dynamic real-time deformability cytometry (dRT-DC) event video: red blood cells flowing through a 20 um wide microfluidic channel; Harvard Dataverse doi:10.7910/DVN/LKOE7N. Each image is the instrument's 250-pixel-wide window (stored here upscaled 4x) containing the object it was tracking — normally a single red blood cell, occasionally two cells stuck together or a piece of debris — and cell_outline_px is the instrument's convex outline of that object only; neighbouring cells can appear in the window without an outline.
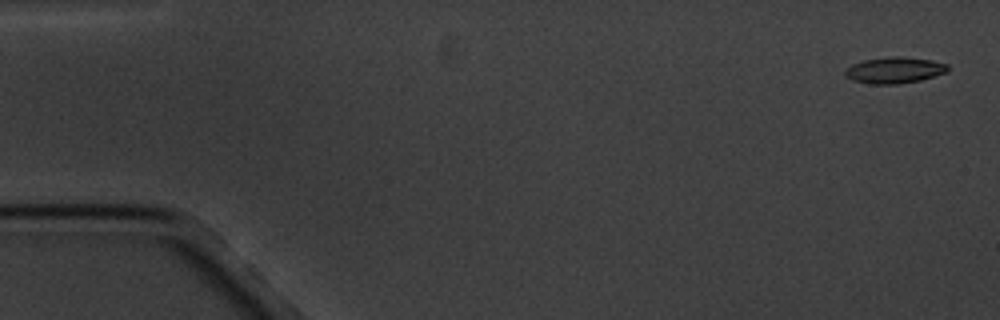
{"species": "common noctule bat (a hibernating species)", "species_latin": "Nyctalus noctula", "temperature_condition": "cold", "stored_images_in_passage": 6, "segment_of_instrument_passage": [2, 2], "camera_frame_rate_fps": 3000, "um_per_image_px": 0.085, "animal": {"sex": "male", "body_mass_g": 20.1, "forearm_length_mm": 53.5}, "frame": {"image": 1, "passage_image": 6, "time_ms": 6.667, "image_size_px": [1000, 320], "cell_outline_px": [[948, 72], [920, 80], [900, 84], [868, 84], [852, 80], [844, 76], [844, 68], [852, 64], [864, 60], [888, 56], [900, 56], [932, 60], [948, 64]], "centroid_in_image_um": [75.99, 5.96], "position_along_channel_um": 9.0, "area_um2": 15.95}}